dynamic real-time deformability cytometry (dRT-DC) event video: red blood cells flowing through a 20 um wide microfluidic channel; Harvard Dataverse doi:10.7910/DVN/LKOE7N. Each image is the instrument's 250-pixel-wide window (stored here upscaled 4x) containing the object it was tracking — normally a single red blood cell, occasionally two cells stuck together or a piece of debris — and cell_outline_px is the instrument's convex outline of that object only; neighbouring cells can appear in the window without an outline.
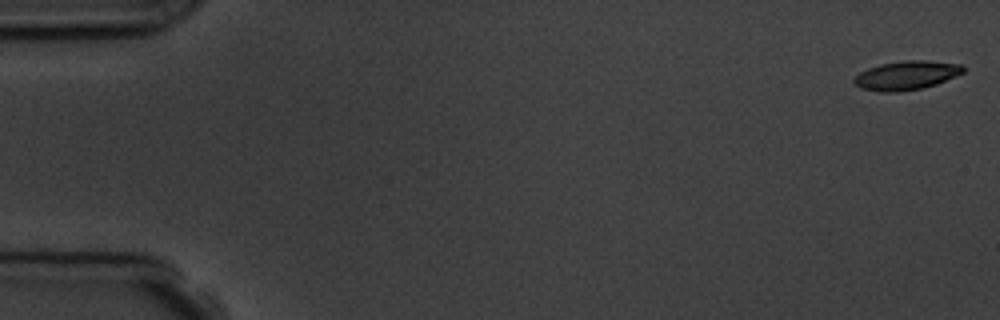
{"species": "common noctule bat (a hibernating species)", "species_latin": "Nyctalus noctula", "temperature_condition": "room temperature", "stored_images_in_passage": 5, "camera_frame_rate_fps": 3000, "um_per_image_px": 0.085, "animal": {"sex": "male", "body_mass_g": 19.5, "forearm_length_mm": 54.6}, "frame": {"image": 1, "passage_image": 1, "time_ms": 0.0, "image_size_px": [1000, 320], "cell_outline_px": [[964, 72], [936, 84], [920, 88], [896, 92], [880, 92], [860, 88], [852, 80], [860, 72], [868, 68], [880, 64], [904, 60], [924, 60], [960, 64], [964, 68]], "centroid_in_image_um": [77.01, 6.4], "position_along_channel_um": 8.0, "area_um2": 18.21}}
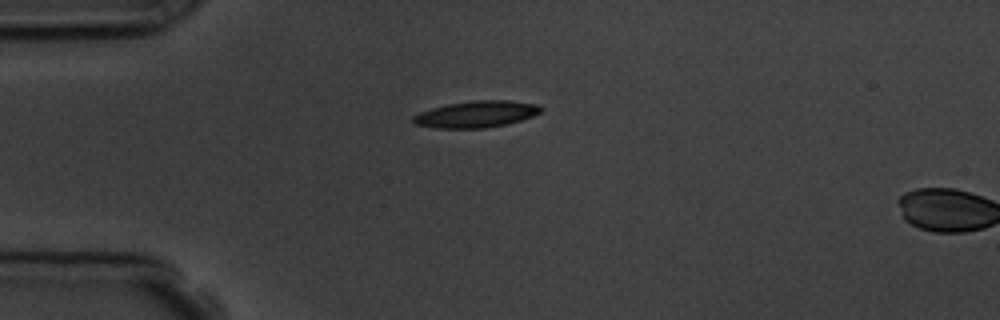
{"frame": {"image": 2, "passage_image": 4, "time_ms": 4.333, "image_size_px": [1000, 320], "cell_outline_px": [[544, 108], [540, 112], [532, 116], [508, 124], [484, 128], [436, 128], [416, 124], [412, 120], [412, 116], [420, 112], [432, 108], [448, 104], [472, 100], [508, 100], [536, 104]], "centroid_in_image_um": [40.49, 9.7], "position_along_channel_um": 44.5, "area_um2": 19.71}}